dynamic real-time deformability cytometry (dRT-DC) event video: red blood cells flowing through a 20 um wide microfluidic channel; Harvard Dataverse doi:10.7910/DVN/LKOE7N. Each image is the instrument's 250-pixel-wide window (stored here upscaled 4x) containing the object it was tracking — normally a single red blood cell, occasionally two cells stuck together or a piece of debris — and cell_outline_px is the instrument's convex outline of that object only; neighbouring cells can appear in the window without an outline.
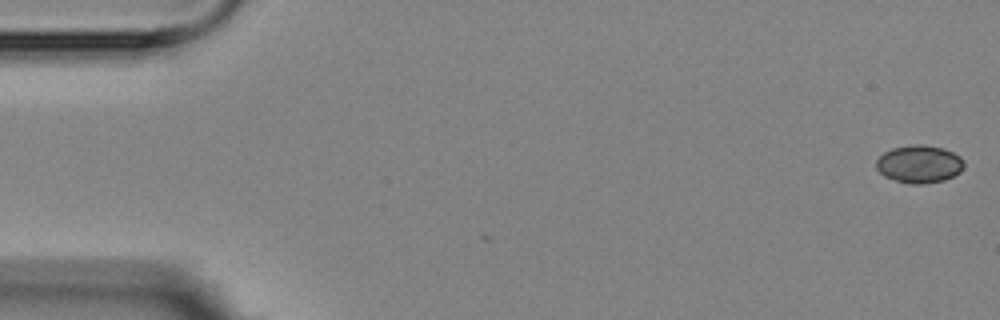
{"species": "Egyptian fruit bat (a non-hibernating species)", "species_latin": "Rousettus aegyptiacus", "temperature_condition": "room temperature", "stored_images_in_passage": 4, "camera_frame_rate_fps": 3000, "um_per_image_px": 0.085, "animal": {"sex": "female"}, "frame": {"image": 1, "passage_image": 1, "time_ms": 0.0, "image_size_px": [1000, 320], "cell_outline_px": [[964, 168], [960, 172], [944, 180], [924, 184], [912, 184], [896, 180], [884, 176], [876, 168], [876, 160], [884, 152], [892, 148], [916, 144], [920, 144], [944, 148], [960, 156], [964, 160]], "centroid_in_image_um": [78.15, 13.94], "position_along_channel_um": 6.9, "area_um2": 19.31}}
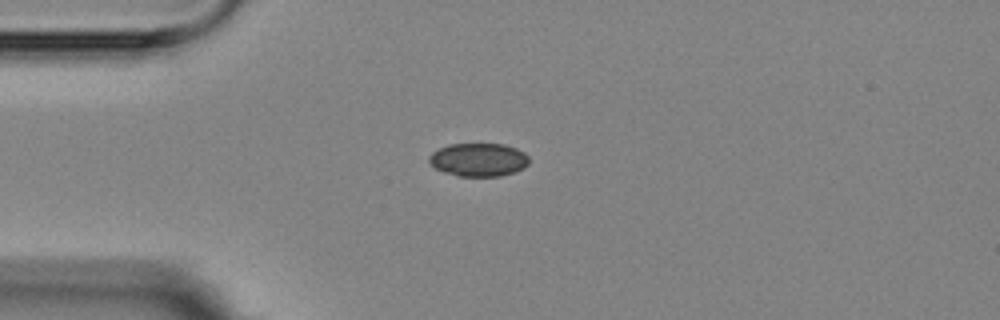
{"frame": {"image": 2, "passage_image": 4, "time_ms": 4.333, "image_size_px": [1000, 320], "cell_outline_px": [[528, 164], [524, 168], [500, 176], [456, 176], [444, 172], [436, 168], [428, 160], [428, 156], [432, 152], [448, 144], [504, 144], [516, 148], [524, 152], [528, 156]], "centroid_in_image_um": [40.67, 13.57], "position_along_channel_um": 44.3, "area_um2": 19.36}}